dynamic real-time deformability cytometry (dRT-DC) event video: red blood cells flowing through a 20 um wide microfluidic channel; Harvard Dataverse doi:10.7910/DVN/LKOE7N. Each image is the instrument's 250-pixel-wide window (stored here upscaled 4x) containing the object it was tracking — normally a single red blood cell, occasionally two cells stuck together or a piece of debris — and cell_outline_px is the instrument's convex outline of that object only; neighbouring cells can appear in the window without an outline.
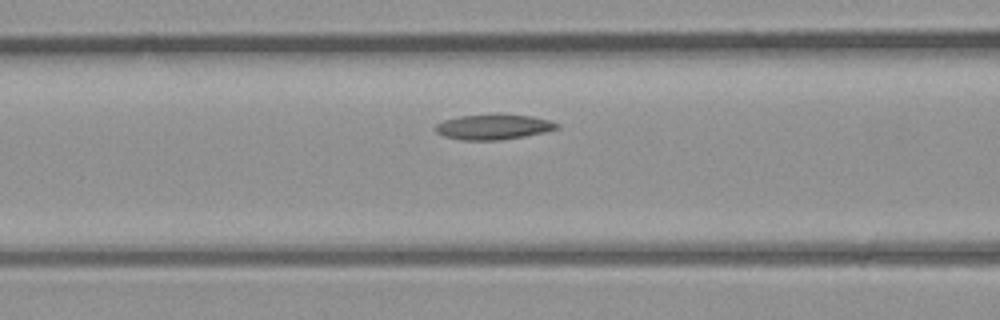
{"species": "common noctule bat (a hibernating species)", "species_latin": "Nyctalus noctula", "temperature_condition": "room temperature", "stored_images_in_passage": 27, "camera_frame_rate_fps": 3000, "um_per_image_px": 0.085, "animal": {"sex": "male", "body_mass_g": 23.1, "forearm_length_mm": 52.7}, "frame": {"image": 1, "passage_image": 10, "time_ms": 3.0, "image_size_px": [1000, 320], "cell_outline_px": [[560, 128], [544, 132], [524, 136], [500, 140], [460, 140], [444, 136], [436, 132], [436, 124], [444, 120], [460, 116], [500, 112], [532, 116], [548, 120], [560, 124]], "centroid_in_image_um": [41.96, 10.76], "position_along_channel_um": 124.6, "area_um2": 18.26}}
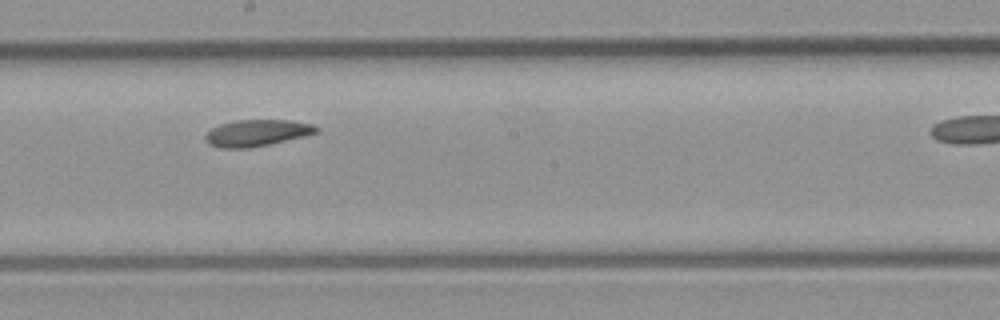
{"frame": {"image": 2, "passage_image": 16, "time_ms": 5.0, "image_size_px": [1000, 320], "cell_outline_px": [[320, 128], [316, 132], [304, 136], [268, 144], [248, 148], [220, 148], [208, 144], [204, 136], [212, 128], [220, 124], [236, 120], [288, 120], [312, 124]], "centroid_in_image_um": [21.8, 11.3], "position_along_channel_um": 226.4, "area_um2": 16.99}}
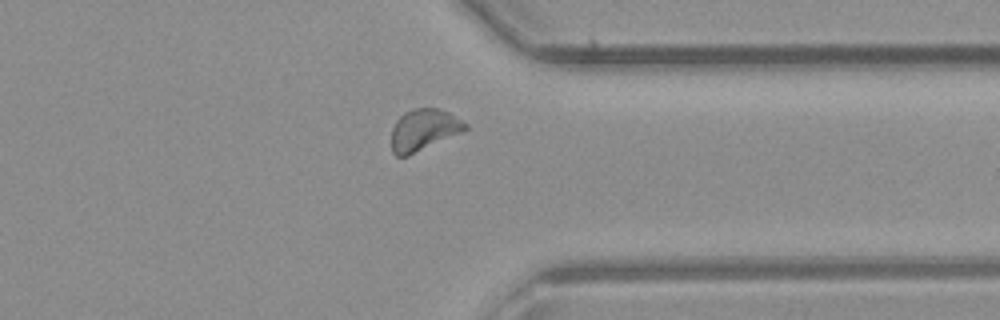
{"frame": {"image": 3, "passage_image": 25, "time_ms": 8.0, "image_size_px": [1000, 320], "cell_outline_px": [[468, 128], [460, 132], [408, 156], [396, 156], [392, 152], [392, 128], [396, 120], [404, 112], [412, 108], [440, 108], [448, 112], [468, 124]], "centroid_in_image_um": [35.98, 11.02], "position_along_channel_um": 375.4, "area_um2": 17.69}}